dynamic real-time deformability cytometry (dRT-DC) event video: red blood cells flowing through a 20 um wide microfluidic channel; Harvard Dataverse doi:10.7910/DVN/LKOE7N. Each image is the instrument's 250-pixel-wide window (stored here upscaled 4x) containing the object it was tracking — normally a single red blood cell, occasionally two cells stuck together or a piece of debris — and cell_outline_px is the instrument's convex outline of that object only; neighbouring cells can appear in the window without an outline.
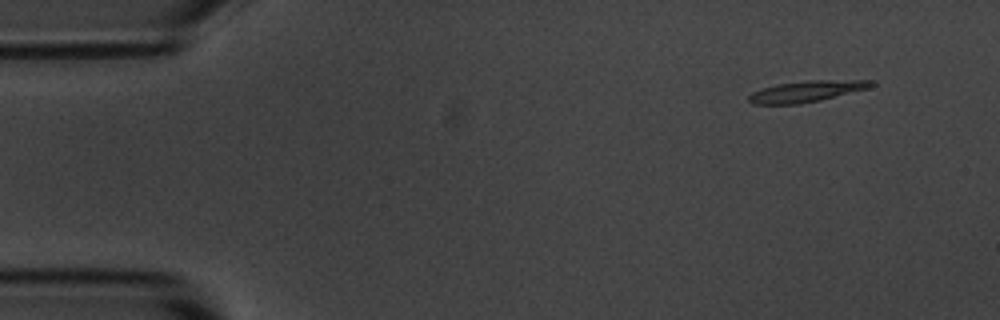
{"species": "common noctule bat (a hibernating species)", "species_latin": "Nyctalus noctula", "temperature_condition": "room temperature", "stored_images_in_passage": 6, "camera_frame_rate_fps": 3000, "um_per_image_px": 0.085, "animal": {"sex": "male", "body_mass_g": 20.1, "forearm_length_mm": 53.5}, "frame": {"image": 1, "passage_image": 2, "time_ms": 1.333, "image_size_px": [1000, 320], "cell_outline_px": [[876, 84], [868, 88], [820, 100], [800, 104], [752, 104], [748, 100], [748, 96], [752, 92], [764, 88], [780, 84], [808, 80], [872, 80]], "centroid_in_image_um": [68.56, 7.76], "position_along_channel_um": 16.4, "area_um2": 14.91}}